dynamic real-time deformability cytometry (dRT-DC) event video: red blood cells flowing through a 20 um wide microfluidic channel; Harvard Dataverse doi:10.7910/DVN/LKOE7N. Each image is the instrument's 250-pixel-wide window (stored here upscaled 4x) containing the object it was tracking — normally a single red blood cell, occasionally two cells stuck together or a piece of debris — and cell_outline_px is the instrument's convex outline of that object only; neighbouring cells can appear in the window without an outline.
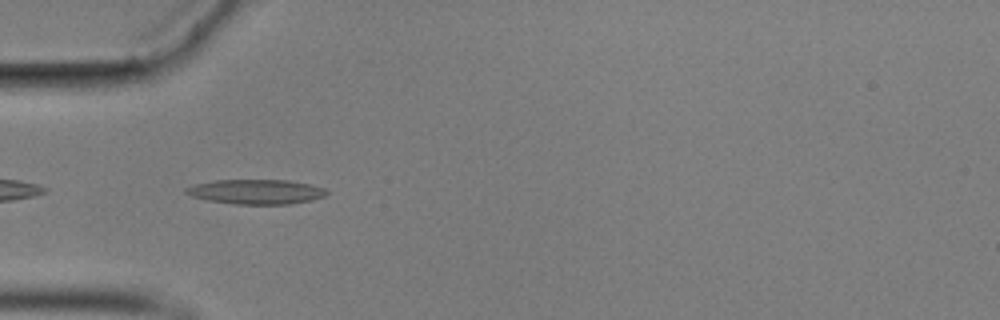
{"species": "common noctule bat (a hibernating species)", "species_latin": "Nyctalus noctula", "temperature_condition": "cold", "stored_images_in_passage": 41, "camera_frame_rate_fps": 3000, "um_per_image_px": 0.085, "animal": {"sex": "male", "body_mass_g": 17.9}, "frame": {"image": 1, "passage_image": 2, "time_ms": 0.333, "image_size_px": [1000, 320], "cell_outline_px": [[328, 192], [324, 196], [292, 204], [236, 204], [208, 200], [192, 196], [184, 192], [184, 188], [196, 184], [216, 180], [288, 180], [308, 184], [324, 188]], "centroid_in_image_um": [21.74, 16.29], "position_along_channel_um": 63.3, "area_um2": 20.0}}
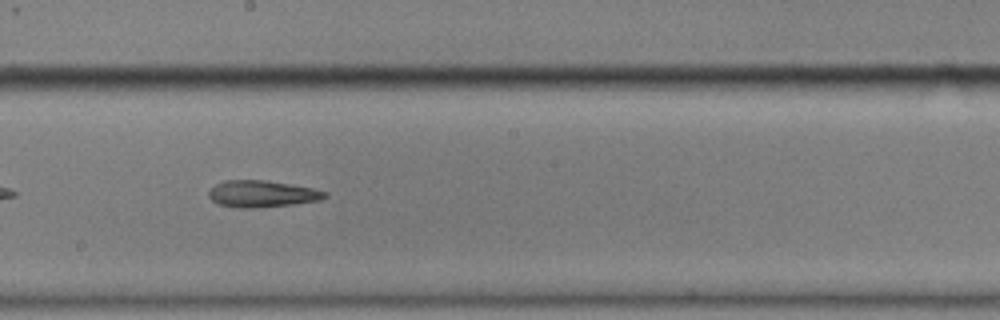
{"frame": {"image": 2, "passage_image": 16, "time_ms": 5.0, "image_size_px": [1000, 320], "cell_outline_px": [[328, 196], [320, 200], [292, 204], [256, 208], [240, 208], [220, 204], [212, 200], [208, 196], [208, 192], [216, 184], [224, 180], [264, 180], [312, 188], [328, 192]], "centroid_in_image_um": [22.27, 16.48], "position_along_channel_um": 225.9, "area_um2": 17.92}}
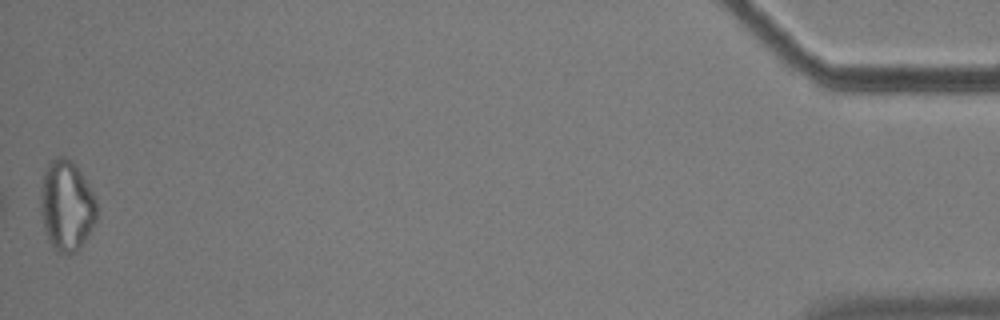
{"frame": {"image": 3, "passage_image": 41, "time_ms": 13.333, "image_size_px": [1000, 320], "cell_outline_px": [[96, 220], [88, 236], [80, 248], [76, 252], [68, 256], [56, 252], [52, 248], [48, 240], [44, 228], [40, 212], [40, 188], [44, 168], [48, 160], [56, 156], [64, 156], [72, 160], [76, 164], [96, 196]], "centroid_in_image_um": [5.64, 17.47], "position_along_channel_um": 429.6, "area_um2": 30.63}, "authors_computed_cell_mechanics": {"area_um2": 19.1318, "velocity_mm_per_s": 3.5205, "shape_relaxation_time_tau1_ms": null, "shape_relaxation_time_tau2_ms": 6.0017, "deformation_change_tau1": null, "deformation_change_tau2": 0.1829}}